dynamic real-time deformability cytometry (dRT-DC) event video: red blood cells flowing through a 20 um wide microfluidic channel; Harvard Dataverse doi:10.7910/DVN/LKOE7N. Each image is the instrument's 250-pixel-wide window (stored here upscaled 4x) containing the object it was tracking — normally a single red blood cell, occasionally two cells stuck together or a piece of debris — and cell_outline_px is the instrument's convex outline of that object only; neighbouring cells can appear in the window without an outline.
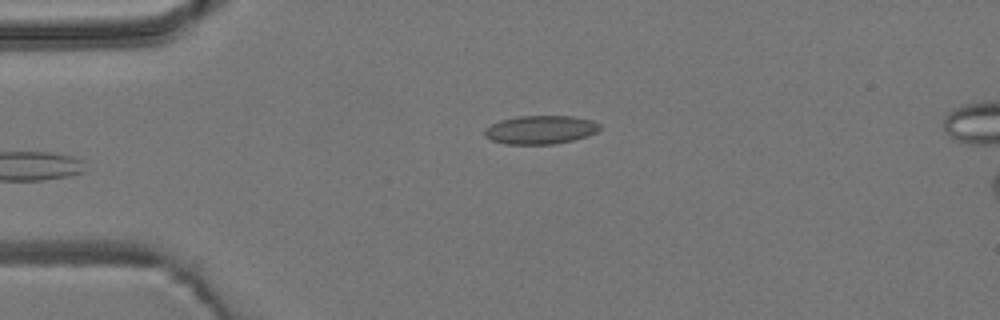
{"species": "common noctule bat (a hibernating species)", "species_latin": "Nyctalus noctula", "temperature_condition": "room temperature", "stored_images_in_passage": 6, "camera_frame_rate_fps": 3000, "um_per_image_px": 0.085, "animal": {"sex": "male", "body_mass_g": 19.2, "forearm_length_mm": 51.8}, "frame": {"image": 1, "passage_image": 3, "time_ms": 3.333, "image_size_px": [1000, 320], "cell_outline_px": [[600, 128], [596, 132], [588, 136], [556, 144], [504, 144], [492, 140], [484, 136], [484, 128], [500, 120], [516, 116], [572, 116], [592, 120], [600, 124]], "centroid_in_image_um": [45.92, 11.03], "position_along_channel_um": 39.1, "area_um2": 19.25}}
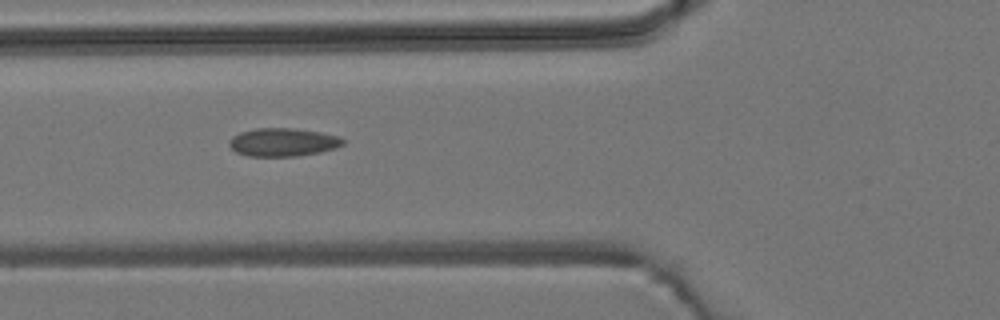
{"frame": {"image": 2, "passage_image": 5, "time_ms": 5.667, "image_size_px": [1000, 320], "cell_outline_px": [[344, 144], [336, 148], [320, 152], [296, 156], [248, 156], [236, 152], [228, 144], [228, 140], [232, 136], [240, 132], [256, 128], [292, 128], [320, 132], [340, 136], [344, 140]], "centroid_in_image_um": [24.04, 12.08], "position_along_channel_um": 101.8, "area_um2": 18.79}}
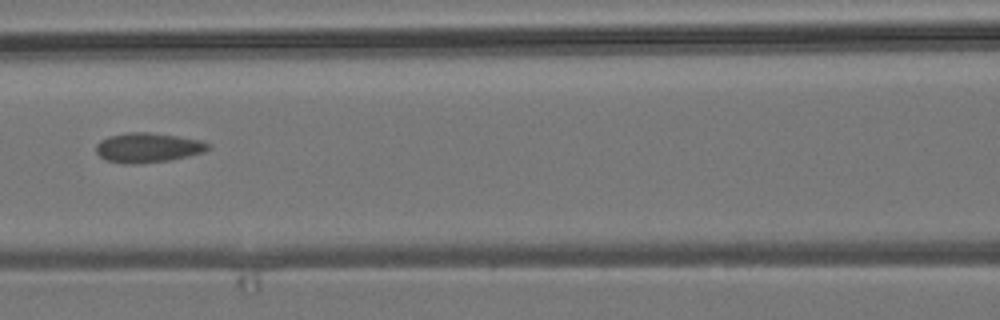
{"frame": {"image": 3, "passage_image": 6, "time_ms": 7.0, "image_size_px": [1000, 320], "cell_outline_px": [[212, 148], [204, 152], [168, 160], [144, 164], [124, 164], [104, 160], [96, 152], [96, 144], [100, 140], [108, 136], [128, 132], [148, 132], [176, 136], [200, 140], [212, 144]], "centroid_in_image_um": [12.56, 12.56], "position_along_channel_um": 154.0, "area_um2": 19.59}}